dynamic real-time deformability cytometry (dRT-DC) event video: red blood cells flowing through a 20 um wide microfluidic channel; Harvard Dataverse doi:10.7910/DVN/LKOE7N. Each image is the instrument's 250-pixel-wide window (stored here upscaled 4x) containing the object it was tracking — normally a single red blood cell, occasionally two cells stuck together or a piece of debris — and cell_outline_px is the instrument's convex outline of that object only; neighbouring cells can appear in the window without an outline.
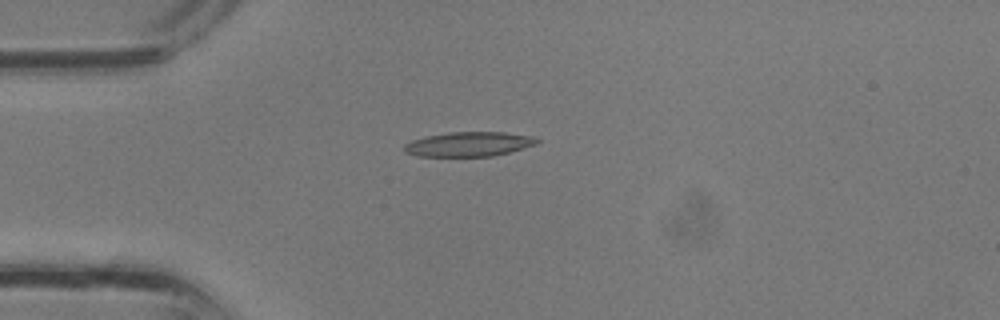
{"species": "common noctule bat (a hibernating species)", "species_latin": "Nyctalus noctula", "temperature_condition": "room temperature", "stored_images_in_passage": 35, "camera_frame_rate_fps": 3000, "um_per_image_px": 0.085, "animal": {"sex": "male", "body_mass_g": 13.3}, "frame": {"image": 1, "passage_image": 9, "time_ms": 2.667, "image_size_px": [1000, 320], "cell_outline_px": [[540, 140], [536, 144], [508, 152], [492, 156], [416, 156], [404, 152], [404, 144], [412, 140], [424, 136], [448, 132], [504, 132], [532, 136]], "centroid_in_image_um": [39.8, 12.24], "position_along_channel_um": 45.2, "area_um2": 18.96}}
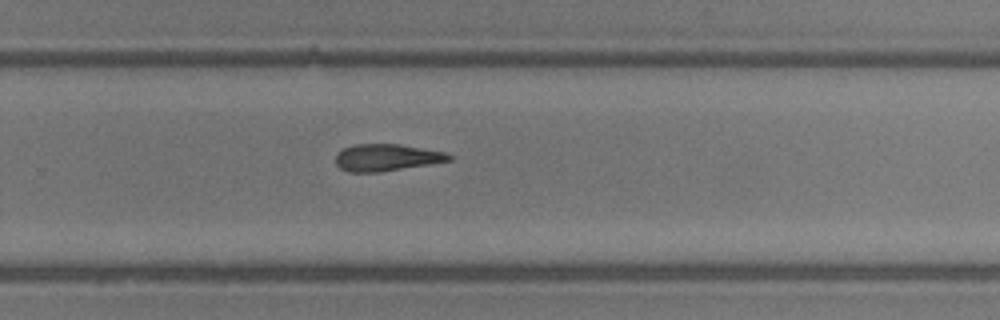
{"frame": {"image": 2, "passage_image": 23, "time_ms": 7.333, "image_size_px": [1000, 320], "cell_outline_px": [[452, 160], [380, 172], [348, 172], [340, 168], [336, 164], [336, 152], [352, 144], [400, 144], [448, 152], [452, 156]], "centroid_in_image_um": [32.85, 13.38], "position_along_channel_um": 297.0, "area_um2": 17.92}}
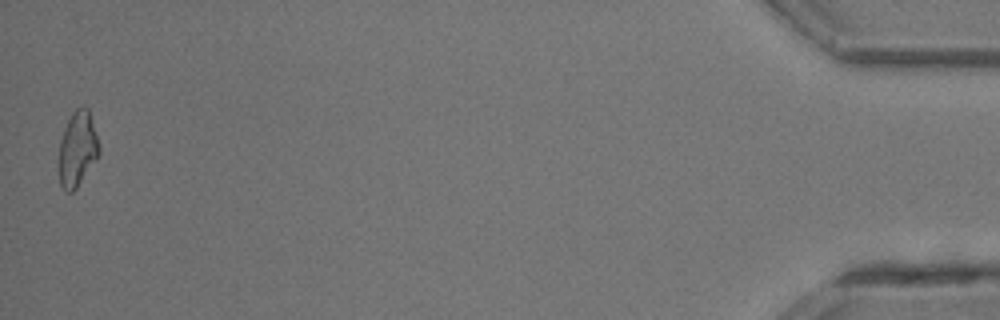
{"frame": {"image": 3, "passage_image": 35, "time_ms": 11.333, "image_size_px": [1000, 320], "cell_outline_px": [[100, 152], [76, 188], [72, 192], [64, 192], [60, 184], [60, 140], [64, 128], [72, 112], [76, 108], [88, 108], [100, 148]], "centroid_in_image_um": [6.57, 12.66], "position_along_channel_um": 428.6, "area_um2": 17.05}}